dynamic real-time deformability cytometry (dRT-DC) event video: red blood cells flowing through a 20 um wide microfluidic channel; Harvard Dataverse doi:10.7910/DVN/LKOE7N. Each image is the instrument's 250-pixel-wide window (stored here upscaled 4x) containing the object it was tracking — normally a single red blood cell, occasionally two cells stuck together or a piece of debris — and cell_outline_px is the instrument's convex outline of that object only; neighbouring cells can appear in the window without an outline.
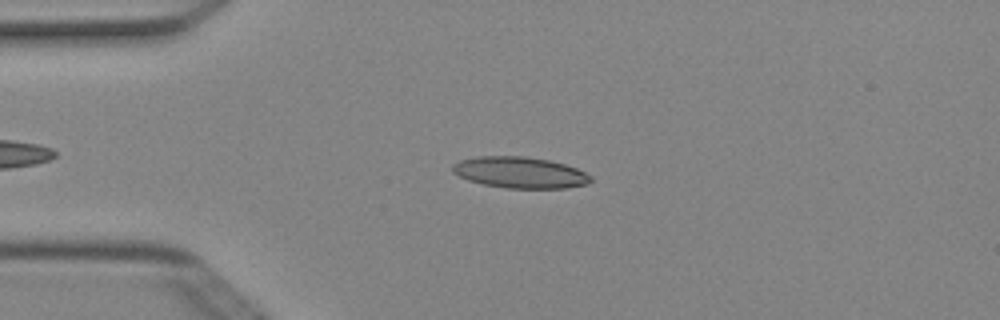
{"species": "Egyptian fruit bat (a non-hibernating species)", "species_latin": "Rousettus aegyptiacus", "temperature_condition": "cold", "stored_images_in_passage": 3, "camera_frame_rate_fps": 3000, "um_per_image_px": 0.085, "animal": {"sex": "female"}, "frame": {"image": 1, "passage_image": 1, "time_ms": 0.0, "image_size_px": [1000, 320], "cell_outline_px": [[592, 180], [588, 184], [568, 188], [504, 188], [484, 184], [468, 180], [452, 172], [452, 164], [460, 160], [480, 156], [524, 156], [548, 160], [564, 164], [576, 168], [592, 176]], "centroid_in_image_um": [44.2, 14.67], "position_along_channel_um": 40.8, "area_um2": 25.14}}
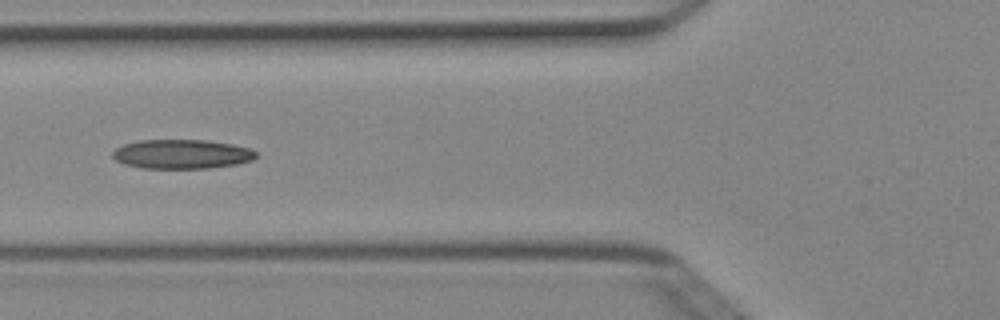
{"frame": {"image": 2, "passage_image": 3, "time_ms": 0.667, "image_size_px": [1000, 320], "cell_outline_px": [[256, 156], [252, 160], [236, 164], [208, 168], [144, 168], [124, 164], [116, 160], [112, 156], [112, 152], [116, 148], [124, 144], [140, 140], [208, 140], [232, 144], [252, 148], [256, 152]], "centroid_in_image_um": [15.46, 13.09], "position_along_channel_um": 110.3, "area_um2": 24.45}}